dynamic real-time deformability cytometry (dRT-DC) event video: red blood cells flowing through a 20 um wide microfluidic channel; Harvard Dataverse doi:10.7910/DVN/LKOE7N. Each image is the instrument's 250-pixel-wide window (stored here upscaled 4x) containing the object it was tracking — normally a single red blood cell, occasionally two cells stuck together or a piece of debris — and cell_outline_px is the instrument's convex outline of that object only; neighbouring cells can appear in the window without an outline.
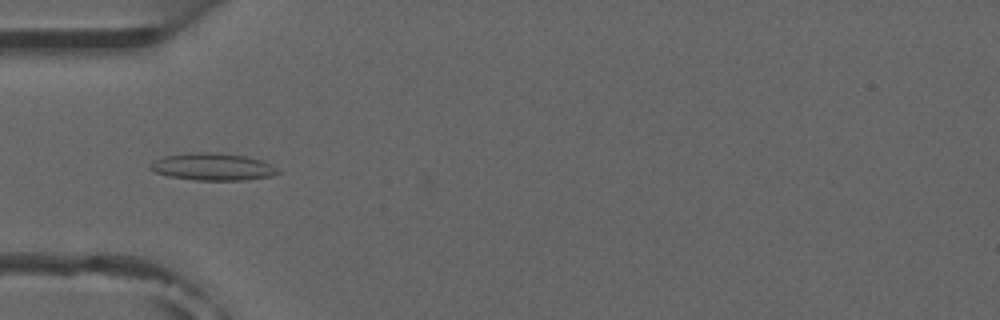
{"species": "common noctule bat (a hibernating species)", "species_latin": "Nyctalus noctula", "temperature_condition": "room temperature", "stored_images_in_passage": 6, "camera_frame_rate_fps": 3000, "um_per_image_px": 0.085, "animal": {"sex": "male", "forearm_length_mm": 52.5}, "frame": {"image": 1, "passage_image": 4, "time_ms": 4.333, "image_size_px": [1000, 320], "cell_outline_px": [[280, 172], [272, 176], [244, 180], [196, 180], [168, 176], [156, 172], [148, 168], [148, 164], [152, 160], [164, 156], [196, 152], [216, 152], [244, 156], [260, 160], [276, 168]], "centroid_in_image_um": [18.01, 14.17], "position_along_channel_um": 67.0, "area_um2": 20.17}}
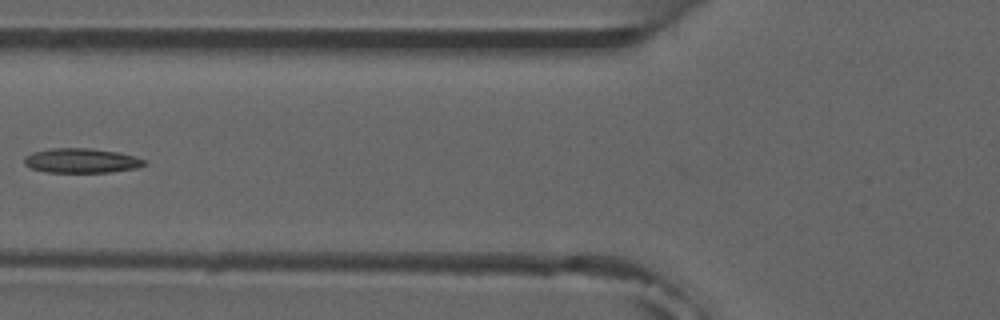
{"frame": {"image": 2, "passage_image": 5, "time_ms": 5.667, "image_size_px": [1000, 320], "cell_outline_px": [[148, 164], [140, 168], [108, 172], [44, 172], [32, 168], [24, 164], [24, 156], [32, 152], [48, 148], [88, 148], [116, 152], [148, 160]], "centroid_in_image_um": [6.93, 13.65], "position_along_channel_um": 118.9, "area_um2": 17.34}}
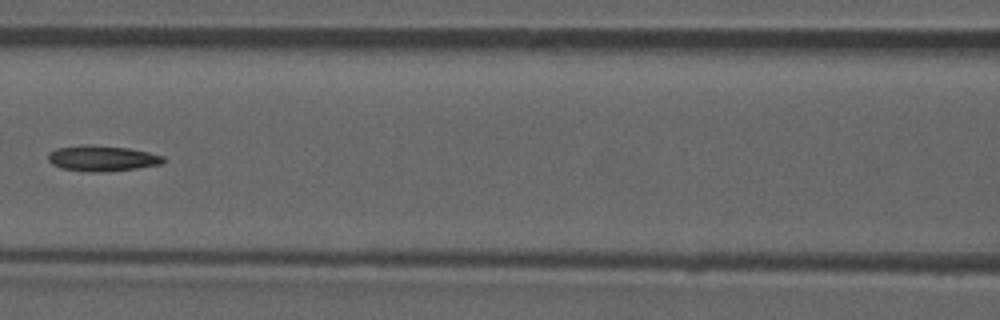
{"frame": {"image": 3, "passage_image": 6, "time_ms": 6.667, "image_size_px": [1000, 320], "cell_outline_px": [[168, 160], [164, 164], [136, 168], [104, 172], [88, 172], [60, 168], [52, 164], [48, 160], [48, 152], [56, 148], [84, 144], [92, 144], [128, 148], [148, 152], [164, 156]], "centroid_in_image_um": [8.69, 13.45], "position_along_channel_um": 157.9, "area_um2": 17.57}}